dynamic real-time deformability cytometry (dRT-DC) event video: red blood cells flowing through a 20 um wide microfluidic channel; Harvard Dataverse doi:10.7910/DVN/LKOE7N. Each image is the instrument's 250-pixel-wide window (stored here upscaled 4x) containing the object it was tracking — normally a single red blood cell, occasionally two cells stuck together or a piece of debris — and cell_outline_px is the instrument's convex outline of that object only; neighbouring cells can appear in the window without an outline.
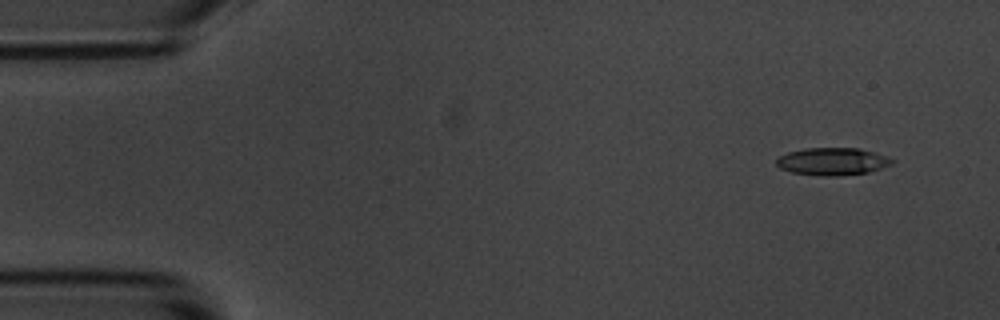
{"species": "common noctule bat (a hibernating species)", "species_latin": "Nyctalus noctula", "temperature_condition": "room temperature", "stored_images_in_passage": 51, "camera_frame_rate_fps": 3000, "um_per_image_px": 0.085, "animal": {"sex": "male", "body_mass_g": 20.1, "forearm_length_mm": 53.5}, "frame": {"image": 1, "passage_image": 1, "time_ms": 0.0, "image_size_px": [1000, 320], "cell_outline_px": [[896, 160], [892, 164], [868, 172], [836, 176], [820, 176], [792, 172], [780, 168], [776, 164], [776, 160], [780, 156], [788, 152], [808, 148], [860, 148]], "centroid_in_image_um": [70.74, 13.72], "position_along_channel_um": 14.3, "area_um2": 18.32}}
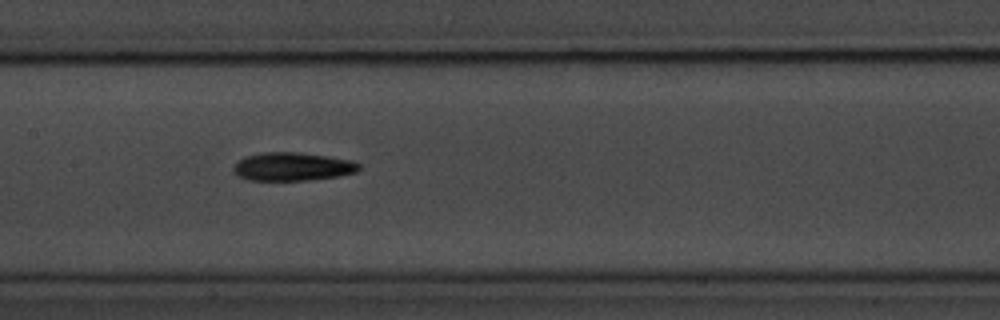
{"frame": {"image": 2, "passage_image": 23, "time_ms": 7.333, "image_size_px": [1000, 320], "cell_outline_px": [[360, 168], [356, 172], [340, 176], [308, 180], [248, 180], [240, 176], [232, 168], [236, 160], [244, 156], [260, 152], [300, 152], [328, 156], [352, 160], [360, 164]], "centroid_in_image_um": [24.86, 14.15], "position_along_channel_um": 182.5, "area_um2": 20.92}}
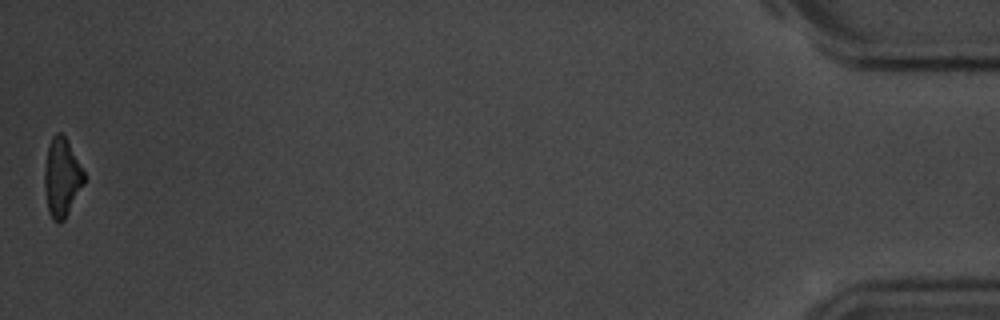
{"frame": {"image": 3, "passage_image": 51, "time_ms": 16.667, "image_size_px": [1000, 320], "cell_outline_px": [[84, 184], [64, 220], [60, 224], [52, 220], [48, 212], [44, 188], [44, 172], [48, 144], [52, 136], [56, 132], [60, 132], [64, 136], [84, 172]], "centroid_in_image_um": [5.22, 15.12], "position_along_channel_um": 430.0, "area_um2": 18.03}, "authors_computed_cell_mechanics": {"area_um2": 19.4208, "velocity_mm_per_s": 3.6864, "shape_relaxation_time_tau1_ms": 2.7816, "shape_relaxation_time_tau2_ms": null, "deformation_change_tau1": 0.1315, "deformation_change_tau2": null}}